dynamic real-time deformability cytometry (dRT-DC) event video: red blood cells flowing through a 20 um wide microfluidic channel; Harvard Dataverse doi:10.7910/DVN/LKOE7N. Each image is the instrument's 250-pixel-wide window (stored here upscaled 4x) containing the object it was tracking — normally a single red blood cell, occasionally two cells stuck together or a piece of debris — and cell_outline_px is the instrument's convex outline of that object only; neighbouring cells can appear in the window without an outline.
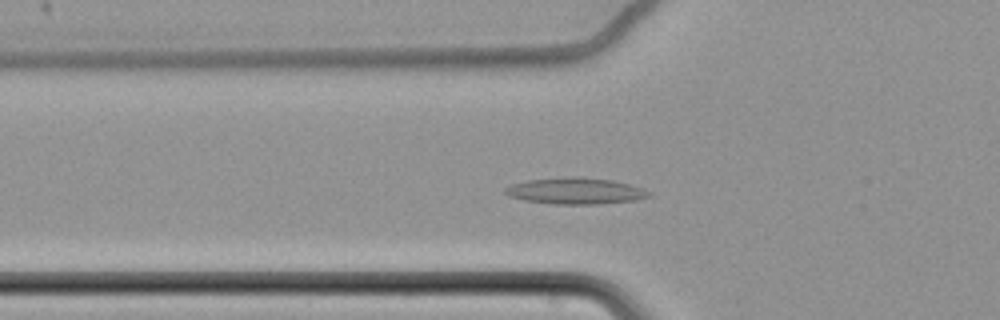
{"species": "common noctule bat (a hibernating species)", "species_latin": "Nyctalus noctula", "temperature_condition": "cold", "stored_images_in_passage": 58, "camera_frame_rate_fps": 3000, "um_per_image_px": 0.085, "animal": {"sex": "female", "body_mass_g": 22.7, "forearm_length_mm": 54.2}, "frame": {"image": 1, "passage_image": 19, "time_ms": 6.0, "image_size_px": [1000, 320], "cell_outline_px": [[652, 196], [636, 200], [600, 204], [556, 204], [524, 200], [508, 196], [504, 192], [504, 188], [512, 184], [528, 180], [572, 176], [580, 176], [612, 180], [628, 184], [652, 192]], "centroid_in_image_um": [48.92, 16.23], "position_along_channel_um": 76.9, "area_um2": 22.14}}
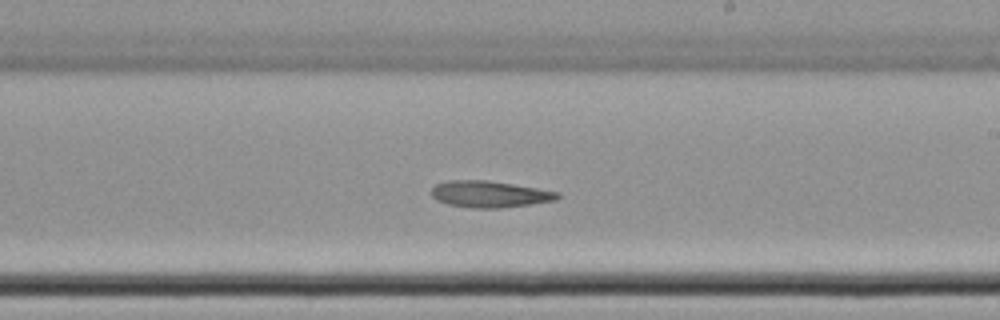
{"frame": {"image": 2, "passage_image": 34, "time_ms": 11.0, "image_size_px": [1000, 320], "cell_outline_px": [[560, 196], [556, 200], [500, 208], [472, 208], [448, 204], [436, 200], [432, 196], [432, 188], [436, 184], [448, 180], [488, 180], [560, 192]], "centroid_in_image_um": [41.59, 16.5], "position_along_channel_um": 247.4, "area_um2": 19.36}}
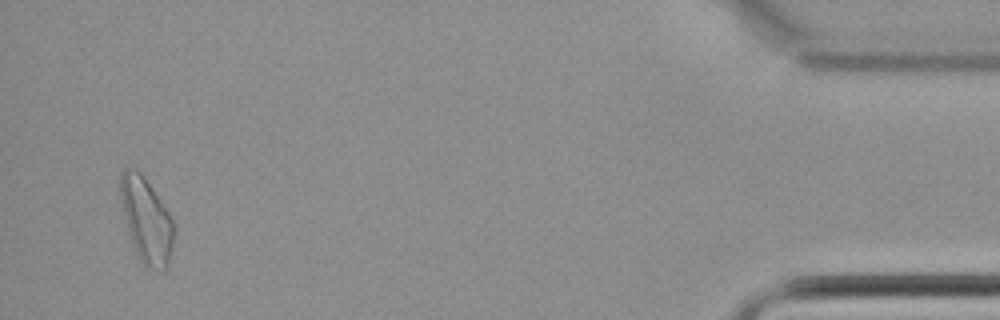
{"frame": {"image": 3, "passage_image": 56, "time_ms": 18.333, "image_size_px": [1000, 320], "cell_outline_px": [[176, 232], [168, 268], [164, 272], [144, 268], [136, 252], [128, 228], [120, 200], [120, 172], [124, 168], [128, 168], [140, 172], [144, 176], [176, 224]], "centroid_in_image_um": [12.49, 18.78], "position_along_channel_um": 422.7, "area_um2": 26.76}}